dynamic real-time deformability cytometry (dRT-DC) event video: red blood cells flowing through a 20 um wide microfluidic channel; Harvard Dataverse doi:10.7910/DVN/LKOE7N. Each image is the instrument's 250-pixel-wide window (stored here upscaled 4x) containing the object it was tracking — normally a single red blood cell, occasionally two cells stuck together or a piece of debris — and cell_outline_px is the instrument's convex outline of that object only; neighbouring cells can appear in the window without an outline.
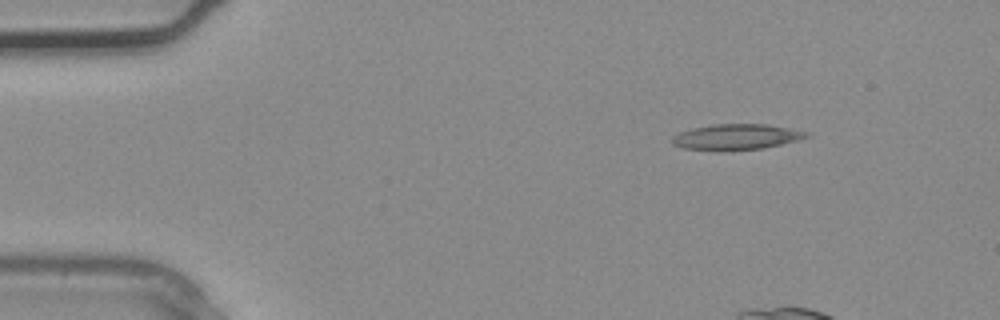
{"species": "common noctule bat (a hibernating species)", "species_latin": "Nyctalus noctula", "temperature_condition": "warm", "stored_images_in_passage": 3, "camera_frame_rate_fps": 3000, "um_per_image_px": 0.085, "animal": {"sex": "male", "body_mass_g": 20.4}, "frame": {"image": 1, "passage_image": 3, "time_ms": 0.667, "image_size_px": [1000, 320], "cell_outline_px": [[808, 136], [796, 140], [764, 148], [720, 152], [684, 148], [672, 144], [672, 136], [680, 132], [692, 128], [712, 124], [768, 124], [808, 132]], "centroid_in_image_um": [62.52, 11.65], "position_along_channel_um": 22.5, "area_um2": 20.23}}